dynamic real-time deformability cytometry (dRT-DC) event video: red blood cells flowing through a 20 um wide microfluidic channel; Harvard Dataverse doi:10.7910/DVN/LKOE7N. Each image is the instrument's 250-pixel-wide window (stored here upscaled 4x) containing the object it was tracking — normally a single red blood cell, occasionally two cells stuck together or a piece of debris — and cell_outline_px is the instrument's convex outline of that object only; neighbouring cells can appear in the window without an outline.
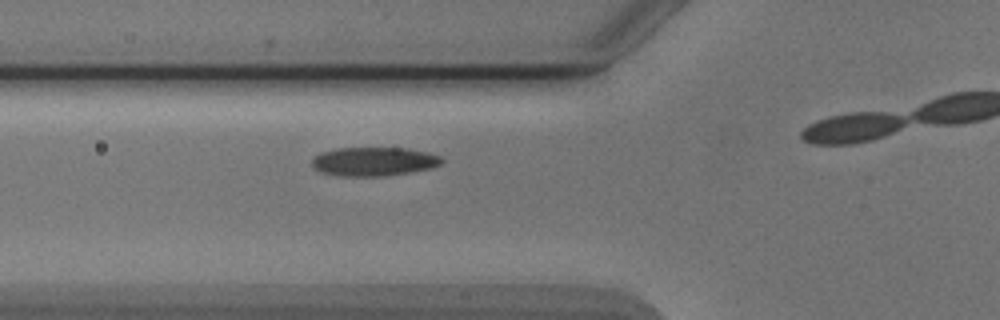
{"species": "Egyptian fruit bat (a non-hibernating species)", "species_latin": "Rousettus aegyptiacus", "temperature_condition": "cold", "stored_images_in_passage": 5, "camera_frame_rate_fps": 3000, "um_per_image_px": 0.085, "animal": {"sex": "male"}, "frame": {"image": 1, "passage_image": 4, "time_ms": 4.333, "image_size_px": [1000, 320], "cell_outline_px": [[444, 160], [440, 164], [428, 168], [408, 172], [384, 176], [340, 176], [320, 172], [312, 164], [312, 156], [320, 152], [336, 148], [408, 148], [428, 152], [440, 156]], "centroid_in_image_um": [31.74, 13.72], "position_along_channel_um": 94.1, "area_um2": 21.79}}